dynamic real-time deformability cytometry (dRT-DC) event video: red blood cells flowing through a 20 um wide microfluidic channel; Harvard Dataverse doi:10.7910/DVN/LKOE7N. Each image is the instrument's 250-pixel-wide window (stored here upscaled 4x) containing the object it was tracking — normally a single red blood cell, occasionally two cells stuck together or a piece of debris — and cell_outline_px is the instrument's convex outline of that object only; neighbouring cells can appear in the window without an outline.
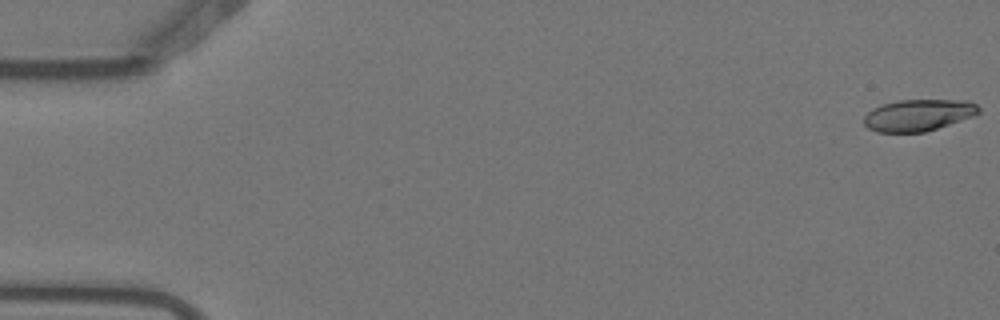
{"species": "Egyptian fruit bat (a non-hibernating species)", "species_latin": "Rousettus aegyptiacus", "temperature_condition": "warm", "stored_images_in_passage": 5, "camera_frame_rate_fps": 3000, "um_per_image_px": 0.085, "animal": {"sex": "female"}, "frame": {"image": 1, "passage_image": 1, "time_ms": 0.0, "image_size_px": [1000, 320], "cell_outline_px": [[980, 112], [972, 116], [924, 132], [876, 132], [868, 128], [864, 124], [864, 116], [872, 108], [884, 104], [900, 100], [968, 100], [976, 104], [980, 108]], "centroid_in_image_um": [78.04, 9.78], "position_along_channel_um": 7.0, "area_um2": 20.98}}